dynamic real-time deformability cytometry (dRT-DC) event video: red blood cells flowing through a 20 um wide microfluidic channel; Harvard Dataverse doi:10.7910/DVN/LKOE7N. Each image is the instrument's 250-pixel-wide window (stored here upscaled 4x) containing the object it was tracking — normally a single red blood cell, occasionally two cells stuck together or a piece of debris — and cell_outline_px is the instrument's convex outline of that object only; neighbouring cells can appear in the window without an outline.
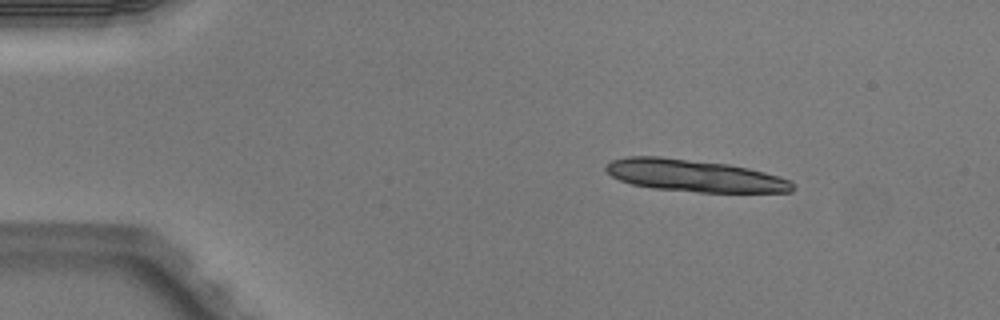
{"species": "Egyptian fruit bat (a non-hibernating species)", "species_latin": "Rousettus aegyptiacus", "temperature_condition": "warm", "stored_images_in_passage": 4, "camera_frame_rate_fps": 3000, "um_per_image_px": 0.085, "animal": {"sex": "male"}, "frame": {"image": 1, "passage_image": 2, "time_ms": 0.333, "image_size_px": [1000, 320], "cell_outline_px": [[796, 188], [792, 192], [696, 192], [652, 188], [632, 184], [620, 180], [612, 176], [604, 168], [612, 160], [628, 156], [660, 156], [728, 164], [748, 168], [780, 176], [792, 180]], "centroid_in_image_um": [59.06, 14.93], "position_along_channel_um": 25.9, "area_um2": 35.03}}